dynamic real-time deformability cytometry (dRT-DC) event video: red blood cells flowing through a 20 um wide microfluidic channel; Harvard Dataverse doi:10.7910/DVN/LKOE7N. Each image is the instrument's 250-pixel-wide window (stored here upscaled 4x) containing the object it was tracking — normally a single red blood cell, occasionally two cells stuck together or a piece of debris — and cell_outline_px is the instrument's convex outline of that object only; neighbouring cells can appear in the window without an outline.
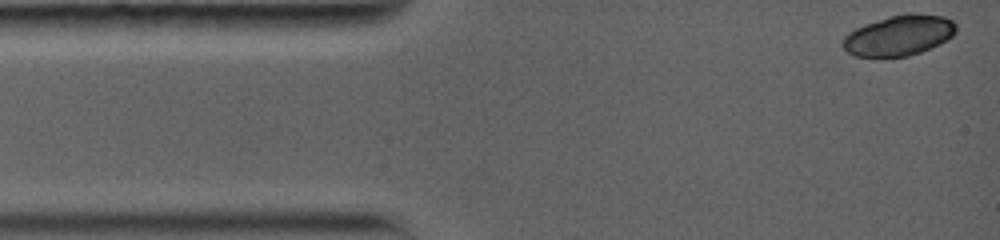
{"species": "common noctule bat (a hibernating species)", "species_latin": "Nyctalus noctula", "temperature_condition": "warm", "stored_images_in_passage": 3, "camera_frame_rate_fps": 5000, "um_per_image_px": 0.085, "animal": {"sex": "female", "body_mass_g": 19.0, "forearm_length_mm": 56.7}, "frame": {"image": 1, "passage_image": 1, "time_ms": 0.0, "image_size_px": [1000, 240], "cell_outline_px": [[956, 32], [948, 40], [920, 52], [908, 56], [852, 56], [840, 44], [844, 36], [848, 32], [864, 24], [888, 16], [908, 12], [916, 12], [944, 16], [952, 20], [956, 24]], "centroid_in_image_um": [76.41, 2.98], "position_along_channel_um": 8.6, "area_um2": 26.99}}